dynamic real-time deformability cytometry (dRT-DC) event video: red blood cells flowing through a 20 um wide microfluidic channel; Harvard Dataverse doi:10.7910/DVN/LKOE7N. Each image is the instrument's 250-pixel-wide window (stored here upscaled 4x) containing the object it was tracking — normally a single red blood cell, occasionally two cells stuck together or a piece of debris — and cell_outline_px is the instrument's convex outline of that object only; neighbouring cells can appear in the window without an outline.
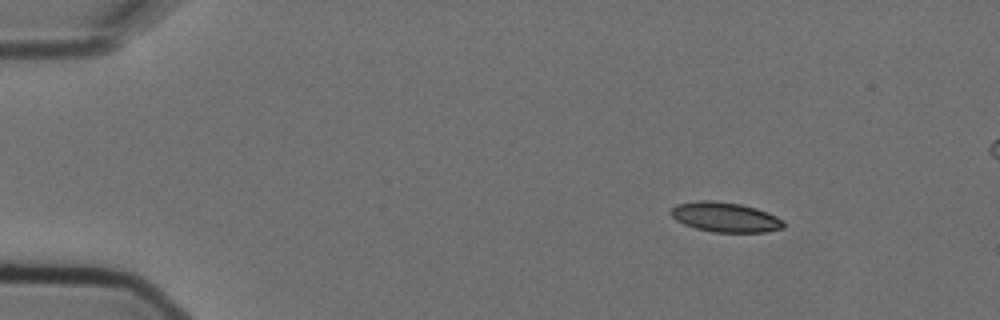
{"species": "Egyptian fruit bat (a non-hibernating species)", "species_latin": "Rousettus aegyptiacus", "temperature_condition": "cold", "stored_images_in_passage": 5, "camera_frame_rate_fps": 3000, "um_per_image_px": 0.085, "animal": {"sex": "female"}, "frame": {"image": 1, "passage_image": 2, "time_ms": 0.333, "image_size_px": [1000, 320], "cell_outline_px": [[784, 228], [764, 232], [712, 232], [696, 228], [684, 224], [676, 220], [668, 212], [676, 204], [700, 200], [712, 200], [740, 204], [756, 208], [768, 212], [784, 220]], "centroid_in_image_um": [61.64, 18.45], "position_along_channel_um": 23.4, "area_um2": 19.65}}